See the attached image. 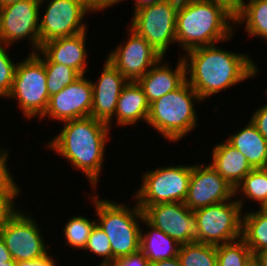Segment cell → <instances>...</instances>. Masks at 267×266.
<instances>
[{
	"label": "cell",
	"instance_id": "obj_1",
	"mask_svg": "<svg viewBox=\"0 0 267 266\" xmlns=\"http://www.w3.org/2000/svg\"><path fill=\"white\" fill-rule=\"evenodd\" d=\"M240 53L220 49L215 44L184 53L186 81L206 100L246 79L256 78L257 64L247 53Z\"/></svg>",
	"mask_w": 267,
	"mask_h": 266
},
{
	"label": "cell",
	"instance_id": "obj_2",
	"mask_svg": "<svg viewBox=\"0 0 267 266\" xmlns=\"http://www.w3.org/2000/svg\"><path fill=\"white\" fill-rule=\"evenodd\" d=\"M63 129L56 134L46 148L57 152L87 177L91 188L96 190L104 167V151L109 132L108 124L91 116L63 122ZM108 138V139H107ZM99 182V183H98Z\"/></svg>",
	"mask_w": 267,
	"mask_h": 266
},
{
	"label": "cell",
	"instance_id": "obj_3",
	"mask_svg": "<svg viewBox=\"0 0 267 266\" xmlns=\"http://www.w3.org/2000/svg\"><path fill=\"white\" fill-rule=\"evenodd\" d=\"M235 16L224 6L206 0H180L176 15V44L192 49L230 41Z\"/></svg>",
	"mask_w": 267,
	"mask_h": 266
},
{
	"label": "cell",
	"instance_id": "obj_4",
	"mask_svg": "<svg viewBox=\"0 0 267 266\" xmlns=\"http://www.w3.org/2000/svg\"><path fill=\"white\" fill-rule=\"evenodd\" d=\"M200 102H203L201 97L185 81L175 91L150 104L146 124L167 141L178 142L197 127L198 114L194 103Z\"/></svg>",
	"mask_w": 267,
	"mask_h": 266
},
{
	"label": "cell",
	"instance_id": "obj_5",
	"mask_svg": "<svg viewBox=\"0 0 267 266\" xmlns=\"http://www.w3.org/2000/svg\"><path fill=\"white\" fill-rule=\"evenodd\" d=\"M91 197L98 217L96 224L107 234L110 241L112 265L116 259L139 251L141 238L139 224L143 221L144 215L137 202L129 208L125 203H116L103 198L101 200L97 193Z\"/></svg>",
	"mask_w": 267,
	"mask_h": 266
},
{
	"label": "cell",
	"instance_id": "obj_6",
	"mask_svg": "<svg viewBox=\"0 0 267 266\" xmlns=\"http://www.w3.org/2000/svg\"><path fill=\"white\" fill-rule=\"evenodd\" d=\"M6 98H14L18 109L29 121L44 115L50 99L47 75L44 63L34 53L18 62L11 91Z\"/></svg>",
	"mask_w": 267,
	"mask_h": 266
},
{
	"label": "cell",
	"instance_id": "obj_7",
	"mask_svg": "<svg viewBox=\"0 0 267 266\" xmlns=\"http://www.w3.org/2000/svg\"><path fill=\"white\" fill-rule=\"evenodd\" d=\"M192 173V165L163 166L142 174L141 187L135 192L138 206L182 202L184 203Z\"/></svg>",
	"mask_w": 267,
	"mask_h": 266
},
{
	"label": "cell",
	"instance_id": "obj_8",
	"mask_svg": "<svg viewBox=\"0 0 267 266\" xmlns=\"http://www.w3.org/2000/svg\"><path fill=\"white\" fill-rule=\"evenodd\" d=\"M180 0H165L134 9L129 27L143 37L163 58L176 43V15Z\"/></svg>",
	"mask_w": 267,
	"mask_h": 266
},
{
	"label": "cell",
	"instance_id": "obj_9",
	"mask_svg": "<svg viewBox=\"0 0 267 266\" xmlns=\"http://www.w3.org/2000/svg\"><path fill=\"white\" fill-rule=\"evenodd\" d=\"M196 242L221 245L242 238V209L234 198L194 210Z\"/></svg>",
	"mask_w": 267,
	"mask_h": 266
},
{
	"label": "cell",
	"instance_id": "obj_10",
	"mask_svg": "<svg viewBox=\"0 0 267 266\" xmlns=\"http://www.w3.org/2000/svg\"><path fill=\"white\" fill-rule=\"evenodd\" d=\"M47 3L41 17L39 13L40 45L56 38L69 37L88 30L84 18L92 11L83 0H40V8ZM88 13V14H87Z\"/></svg>",
	"mask_w": 267,
	"mask_h": 266
},
{
	"label": "cell",
	"instance_id": "obj_11",
	"mask_svg": "<svg viewBox=\"0 0 267 266\" xmlns=\"http://www.w3.org/2000/svg\"><path fill=\"white\" fill-rule=\"evenodd\" d=\"M40 0H20L0 7V42L11 46L29 40L30 53L41 48L39 38Z\"/></svg>",
	"mask_w": 267,
	"mask_h": 266
},
{
	"label": "cell",
	"instance_id": "obj_12",
	"mask_svg": "<svg viewBox=\"0 0 267 266\" xmlns=\"http://www.w3.org/2000/svg\"><path fill=\"white\" fill-rule=\"evenodd\" d=\"M23 211L20 208L0 232L12 259L16 262L37 260L51 253L48 252L50 247L46 245L35 217L31 216V213L28 214L27 210Z\"/></svg>",
	"mask_w": 267,
	"mask_h": 266
},
{
	"label": "cell",
	"instance_id": "obj_13",
	"mask_svg": "<svg viewBox=\"0 0 267 266\" xmlns=\"http://www.w3.org/2000/svg\"><path fill=\"white\" fill-rule=\"evenodd\" d=\"M139 208L150 225L163 231L180 245L196 241L195 215L184 203L170 202Z\"/></svg>",
	"mask_w": 267,
	"mask_h": 266
},
{
	"label": "cell",
	"instance_id": "obj_14",
	"mask_svg": "<svg viewBox=\"0 0 267 266\" xmlns=\"http://www.w3.org/2000/svg\"><path fill=\"white\" fill-rule=\"evenodd\" d=\"M128 39L119 43L107 56L119 72L131 82H136L151 67L163 58L157 51L130 27Z\"/></svg>",
	"mask_w": 267,
	"mask_h": 266
},
{
	"label": "cell",
	"instance_id": "obj_15",
	"mask_svg": "<svg viewBox=\"0 0 267 266\" xmlns=\"http://www.w3.org/2000/svg\"><path fill=\"white\" fill-rule=\"evenodd\" d=\"M192 165L184 204L192 211L236 198L235 189L209 164Z\"/></svg>",
	"mask_w": 267,
	"mask_h": 266
},
{
	"label": "cell",
	"instance_id": "obj_16",
	"mask_svg": "<svg viewBox=\"0 0 267 266\" xmlns=\"http://www.w3.org/2000/svg\"><path fill=\"white\" fill-rule=\"evenodd\" d=\"M93 103L91 80L81 75L60 92L50 96L48 107L40 118L57 120L60 123L89 117Z\"/></svg>",
	"mask_w": 267,
	"mask_h": 266
},
{
	"label": "cell",
	"instance_id": "obj_17",
	"mask_svg": "<svg viewBox=\"0 0 267 266\" xmlns=\"http://www.w3.org/2000/svg\"><path fill=\"white\" fill-rule=\"evenodd\" d=\"M103 68L97 81H91L93 103L90 116L108 123L115 114L118 97L129 81L107 59Z\"/></svg>",
	"mask_w": 267,
	"mask_h": 266
},
{
	"label": "cell",
	"instance_id": "obj_18",
	"mask_svg": "<svg viewBox=\"0 0 267 266\" xmlns=\"http://www.w3.org/2000/svg\"><path fill=\"white\" fill-rule=\"evenodd\" d=\"M161 58L151 69L136 82L142 88L149 104L167 93L175 91L186 81V66L182 56L172 68ZM163 63V64H162Z\"/></svg>",
	"mask_w": 267,
	"mask_h": 266
},
{
	"label": "cell",
	"instance_id": "obj_19",
	"mask_svg": "<svg viewBox=\"0 0 267 266\" xmlns=\"http://www.w3.org/2000/svg\"><path fill=\"white\" fill-rule=\"evenodd\" d=\"M86 35L87 30L73 36L52 39L43 43L40 51L51 62L69 66L80 75H86L90 70L87 68Z\"/></svg>",
	"mask_w": 267,
	"mask_h": 266
},
{
	"label": "cell",
	"instance_id": "obj_20",
	"mask_svg": "<svg viewBox=\"0 0 267 266\" xmlns=\"http://www.w3.org/2000/svg\"><path fill=\"white\" fill-rule=\"evenodd\" d=\"M149 109L150 104L142 88L137 82L129 81L118 97L114 117L107 124L111 129L115 117L118 126H133L139 121L146 123Z\"/></svg>",
	"mask_w": 267,
	"mask_h": 266
},
{
	"label": "cell",
	"instance_id": "obj_21",
	"mask_svg": "<svg viewBox=\"0 0 267 266\" xmlns=\"http://www.w3.org/2000/svg\"><path fill=\"white\" fill-rule=\"evenodd\" d=\"M209 163L234 189L253 169L247 158L226 140L212 149Z\"/></svg>",
	"mask_w": 267,
	"mask_h": 266
},
{
	"label": "cell",
	"instance_id": "obj_22",
	"mask_svg": "<svg viewBox=\"0 0 267 266\" xmlns=\"http://www.w3.org/2000/svg\"><path fill=\"white\" fill-rule=\"evenodd\" d=\"M245 125L225 140L247 158L253 169L267 168V140L251 120Z\"/></svg>",
	"mask_w": 267,
	"mask_h": 266
},
{
	"label": "cell",
	"instance_id": "obj_23",
	"mask_svg": "<svg viewBox=\"0 0 267 266\" xmlns=\"http://www.w3.org/2000/svg\"><path fill=\"white\" fill-rule=\"evenodd\" d=\"M142 223L150 231L147 230L145 232L141 229L140 251L148 259L150 264L178 256L181 245L176 240L150 225L145 219H143Z\"/></svg>",
	"mask_w": 267,
	"mask_h": 266
},
{
	"label": "cell",
	"instance_id": "obj_24",
	"mask_svg": "<svg viewBox=\"0 0 267 266\" xmlns=\"http://www.w3.org/2000/svg\"><path fill=\"white\" fill-rule=\"evenodd\" d=\"M248 37L267 41V0H243L240 12L235 16V24L242 26Z\"/></svg>",
	"mask_w": 267,
	"mask_h": 266
},
{
	"label": "cell",
	"instance_id": "obj_25",
	"mask_svg": "<svg viewBox=\"0 0 267 266\" xmlns=\"http://www.w3.org/2000/svg\"><path fill=\"white\" fill-rule=\"evenodd\" d=\"M242 239L253 255L267 248V208H257L242 214Z\"/></svg>",
	"mask_w": 267,
	"mask_h": 266
},
{
	"label": "cell",
	"instance_id": "obj_26",
	"mask_svg": "<svg viewBox=\"0 0 267 266\" xmlns=\"http://www.w3.org/2000/svg\"><path fill=\"white\" fill-rule=\"evenodd\" d=\"M238 194L241 197L236 200L242 210L246 198L257 202L259 208H267V168L252 169L235 188V196Z\"/></svg>",
	"mask_w": 267,
	"mask_h": 266
},
{
	"label": "cell",
	"instance_id": "obj_27",
	"mask_svg": "<svg viewBox=\"0 0 267 266\" xmlns=\"http://www.w3.org/2000/svg\"><path fill=\"white\" fill-rule=\"evenodd\" d=\"M34 54L44 63L49 97L57 94L81 76L69 66L51 62L40 50Z\"/></svg>",
	"mask_w": 267,
	"mask_h": 266
},
{
	"label": "cell",
	"instance_id": "obj_28",
	"mask_svg": "<svg viewBox=\"0 0 267 266\" xmlns=\"http://www.w3.org/2000/svg\"><path fill=\"white\" fill-rule=\"evenodd\" d=\"M178 258L182 266H217L216 246L196 241L182 244Z\"/></svg>",
	"mask_w": 267,
	"mask_h": 266
},
{
	"label": "cell",
	"instance_id": "obj_29",
	"mask_svg": "<svg viewBox=\"0 0 267 266\" xmlns=\"http://www.w3.org/2000/svg\"><path fill=\"white\" fill-rule=\"evenodd\" d=\"M217 266H247L253 260V253L240 238L216 246Z\"/></svg>",
	"mask_w": 267,
	"mask_h": 266
},
{
	"label": "cell",
	"instance_id": "obj_30",
	"mask_svg": "<svg viewBox=\"0 0 267 266\" xmlns=\"http://www.w3.org/2000/svg\"><path fill=\"white\" fill-rule=\"evenodd\" d=\"M88 219L86 216L75 215L70 217L66 221L65 226L63 227V234L65 237V245H70L74 249L84 250L86 247L88 237L96 224V219Z\"/></svg>",
	"mask_w": 267,
	"mask_h": 266
},
{
	"label": "cell",
	"instance_id": "obj_31",
	"mask_svg": "<svg viewBox=\"0 0 267 266\" xmlns=\"http://www.w3.org/2000/svg\"><path fill=\"white\" fill-rule=\"evenodd\" d=\"M83 251H90L93 255L97 257H102V262L98 266H112V250L110 246V241L107 234L102 230V228L95 224L93 227L86 247Z\"/></svg>",
	"mask_w": 267,
	"mask_h": 266
},
{
	"label": "cell",
	"instance_id": "obj_32",
	"mask_svg": "<svg viewBox=\"0 0 267 266\" xmlns=\"http://www.w3.org/2000/svg\"><path fill=\"white\" fill-rule=\"evenodd\" d=\"M11 46L0 42V97L6 98L12 88L15 70L18 62H13L8 54V48Z\"/></svg>",
	"mask_w": 267,
	"mask_h": 266
},
{
	"label": "cell",
	"instance_id": "obj_33",
	"mask_svg": "<svg viewBox=\"0 0 267 266\" xmlns=\"http://www.w3.org/2000/svg\"><path fill=\"white\" fill-rule=\"evenodd\" d=\"M9 149L0 146V198H17L22 191L7 167Z\"/></svg>",
	"mask_w": 267,
	"mask_h": 266
},
{
	"label": "cell",
	"instance_id": "obj_34",
	"mask_svg": "<svg viewBox=\"0 0 267 266\" xmlns=\"http://www.w3.org/2000/svg\"><path fill=\"white\" fill-rule=\"evenodd\" d=\"M16 198H0V232L8 221L19 211Z\"/></svg>",
	"mask_w": 267,
	"mask_h": 266
},
{
	"label": "cell",
	"instance_id": "obj_35",
	"mask_svg": "<svg viewBox=\"0 0 267 266\" xmlns=\"http://www.w3.org/2000/svg\"><path fill=\"white\" fill-rule=\"evenodd\" d=\"M112 266H151V264L144 254L139 250L128 256L116 259Z\"/></svg>",
	"mask_w": 267,
	"mask_h": 266
},
{
	"label": "cell",
	"instance_id": "obj_36",
	"mask_svg": "<svg viewBox=\"0 0 267 266\" xmlns=\"http://www.w3.org/2000/svg\"><path fill=\"white\" fill-rule=\"evenodd\" d=\"M250 120L267 140V104L261 105V107L255 109Z\"/></svg>",
	"mask_w": 267,
	"mask_h": 266
},
{
	"label": "cell",
	"instance_id": "obj_37",
	"mask_svg": "<svg viewBox=\"0 0 267 266\" xmlns=\"http://www.w3.org/2000/svg\"><path fill=\"white\" fill-rule=\"evenodd\" d=\"M86 6L93 12H101L102 10L104 11L108 7H113L117 3H121L123 0H83Z\"/></svg>",
	"mask_w": 267,
	"mask_h": 266
},
{
	"label": "cell",
	"instance_id": "obj_38",
	"mask_svg": "<svg viewBox=\"0 0 267 266\" xmlns=\"http://www.w3.org/2000/svg\"><path fill=\"white\" fill-rule=\"evenodd\" d=\"M55 259L56 258L48 253L37 260L17 262V266H59Z\"/></svg>",
	"mask_w": 267,
	"mask_h": 266
},
{
	"label": "cell",
	"instance_id": "obj_39",
	"mask_svg": "<svg viewBox=\"0 0 267 266\" xmlns=\"http://www.w3.org/2000/svg\"><path fill=\"white\" fill-rule=\"evenodd\" d=\"M206 1L218 3L222 6H224L234 16H236L240 12L243 0H206Z\"/></svg>",
	"mask_w": 267,
	"mask_h": 266
},
{
	"label": "cell",
	"instance_id": "obj_40",
	"mask_svg": "<svg viewBox=\"0 0 267 266\" xmlns=\"http://www.w3.org/2000/svg\"><path fill=\"white\" fill-rule=\"evenodd\" d=\"M11 260L12 257L10 255V252L6 247L4 240L0 236V265H3V263Z\"/></svg>",
	"mask_w": 267,
	"mask_h": 266
},
{
	"label": "cell",
	"instance_id": "obj_41",
	"mask_svg": "<svg viewBox=\"0 0 267 266\" xmlns=\"http://www.w3.org/2000/svg\"><path fill=\"white\" fill-rule=\"evenodd\" d=\"M253 260L259 266H267V248H264L253 255Z\"/></svg>",
	"mask_w": 267,
	"mask_h": 266
},
{
	"label": "cell",
	"instance_id": "obj_42",
	"mask_svg": "<svg viewBox=\"0 0 267 266\" xmlns=\"http://www.w3.org/2000/svg\"><path fill=\"white\" fill-rule=\"evenodd\" d=\"M151 266H182L178 256L171 259H164L151 264Z\"/></svg>",
	"mask_w": 267,
	"mask_h": 266
},
{
	"label": "cell",
	"instance_id": "obj_43",
	"mask_svg": "<svg viewBox=\"0 0 267 266\" xmlns=\"http://www.w3.org/2000/svg\"><path fill=\"white\" fill-rule=\"evenodd\" d=\"M134 9L140 8L142 6L148 5V4H155L159 2H163L165 0H134Z\"/></svg>",
	"mask_w": 267,
	"mask_h": 266
},
{
	"label": "cell",
	"instance_id": "obj_44",
	"mask_svg": "<svg viewBox=\"0 0 267 266\" xmlns=\"http://www.w3.org/2000/svg\"><path fill=\"white\" fill-rule=\"evenodd\" d=\"M17 1H20V0H0V7L17 2Z\"/></svg>",
	"mask_w": 267,
	"mask_h": 266
},
{
	"label": "cell",
	"instance_id": "obj_45",
	"mask_svg": "<svg viewBox=\"0 0 267 266\" xmlns=\"http://www.w3.org/2000/svg\"><path fill=\"white\" fill-rule=\"evenodd\" d=\"M0 266H17V262L12 259L11 261H7Z\"/></svg>",
	"mask_w": 267,
	"mask_h": 266
},
{
	"label": "cell",
	"instance_id": "obj_46",
	"mask_svg": "<svg viewBox=\"0 0 267 266\" xmlns=\"http://www.w3.org/2000/svg\"><path fill=\"white\" fill-rule=\"evenodd\" d=\"M247 266H259L254 260H252Z\"/></svg>",
	"mask_w": 267,
	"mask_h": 266
},
{
	"label": "cell",
	"instance_id": "obj_47",
	"mask_svg": "<svg viewBox=\"0 0 267 266\" xmlns=\"http://www.w3.org/2000/svg\"><path fill=\"white\" fill-rule=\"evenodd\" d=\"M264 94H265V96H266V98H267V87H266V89H265Z\"/></svg>",
	"mask_w": 267,
	"mask_h": 266
}]
</instances>
